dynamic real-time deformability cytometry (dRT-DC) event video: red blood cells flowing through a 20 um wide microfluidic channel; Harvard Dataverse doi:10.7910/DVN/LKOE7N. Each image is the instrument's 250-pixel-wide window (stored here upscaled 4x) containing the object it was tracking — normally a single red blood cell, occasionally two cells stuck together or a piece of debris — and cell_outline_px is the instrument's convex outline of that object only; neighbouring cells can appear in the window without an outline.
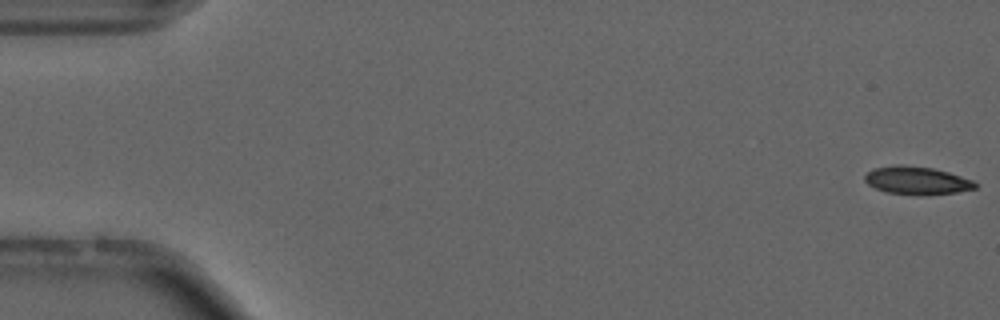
{"species": "common noctule bat (a hibernating species)", "species_latin": "Nyctalus noctula", "temperature_condition": "cold", "stored_images_in_passage": 46, "camera_frame_rate_fps": 3000, "um_per_image_px": 0.085, "animal": {"sex": "male", "forearm_length_mm": 52.5}, "frame": {"image": 1, "passage_image": 1, "time_ms": 0.0, "image_size_px": [1000, 320], "cell_outline_px": [[976, 188], [956, 192], [920, 196], [884, 192], [868, 184], [864, 180], [864, 176], [872, 168], [896, 164], [904, 164], [932, 168], [948, 172], [972, 180], [976, 184]], "centroid_in_image_um": [77.88, 15.34], "position_along_channel_um": 7.1, "area_um2": 18.15}}
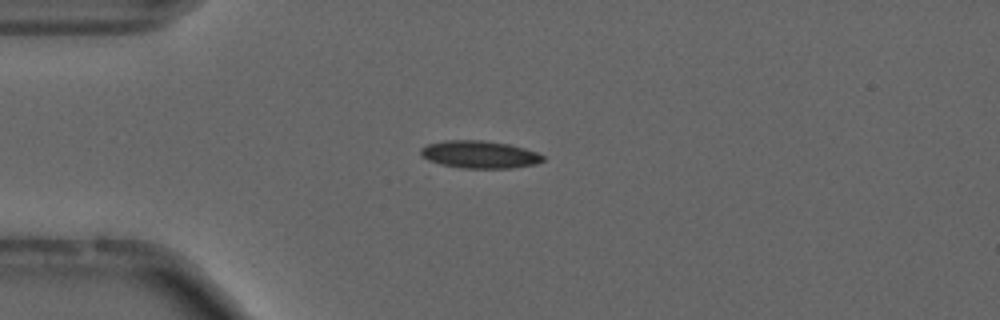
{"frame": {"image": 2, "passage_image": 14, "time_ms": 4.333, "image_size_px": [1000, 320], "cell_outline_px": [[544, 160], [536, 164], [512, 168], [464, 168], [440, 164], [428, 160], [420, 156], [420, 148], [428, 144], [444, 140], [484, 140], [508, 144], [524, 148], [536, 152], [544, 156]], "centroid_in_image_um": [40.74, 13.13], "position_along_channel_um": 44.3, "area_um2": 19.65}, "authors_computed_cell_mechanics": {"area_um2": 18.2648, "velocity_mm_per_s": 3.727, "shape_relaxation_time_tau1_ms": null, "shape_relaxation_time_tau2_ms": 8.7219, "deformation_change_tau1": null, "deformation_change_tau2": 0.1736}}